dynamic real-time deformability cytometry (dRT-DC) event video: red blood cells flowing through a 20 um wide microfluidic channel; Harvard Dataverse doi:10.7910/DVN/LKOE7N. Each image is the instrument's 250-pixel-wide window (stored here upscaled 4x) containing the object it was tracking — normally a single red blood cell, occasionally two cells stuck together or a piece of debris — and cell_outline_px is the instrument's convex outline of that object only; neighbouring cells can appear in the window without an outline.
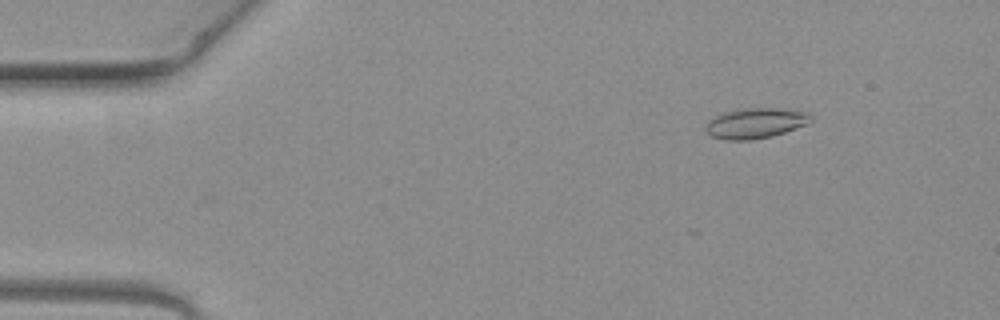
{"species": "common noctule bat (a hibernating species)", "species_latin": "Nyctalus noctula", "temperature_condition": "warm", "stored_images_in_passage": 6, "camera_frame_rate_fps": 3000, "um_per_image_px": 0.085, "animal": {"sex": "female", "body_mass_g": 19.3, "forearm_length_mm": 54.1}, "frame": {"image": 1, "passage_image": 2, "time_ms": 0.333, "image_size_px": [1000, 320], "cell_outline_px": [[812, 120], [808, 124], [772, 136], [748, 140], [724, 140], [712, 136], [704, 128], [704, 124], [708, 120], [724, 112], [740, 108], [776, 108], [808, 112], [812, 116]], "centroid_in_image_um": [64.2, 10.46], "position_along_channel_um": 20.8, "area_um2": 18.67}}
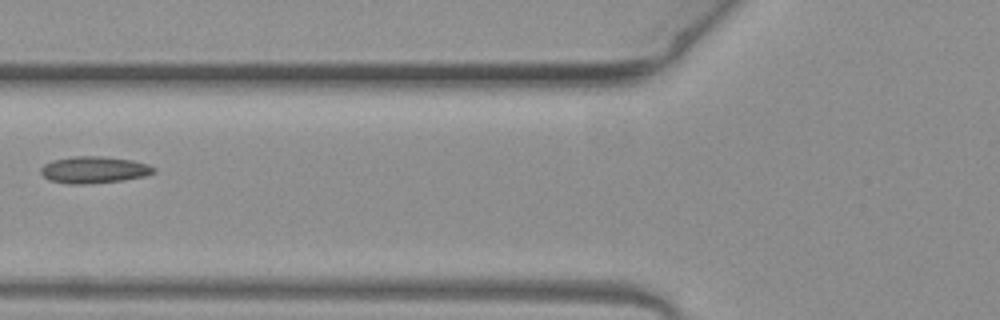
{"frame": {"image": 2, "passage_image": 6, "time_ms": 1.667, "image_size_px": [1000, 320], "cell_outline_px": [[156, 172], [144, 176], [120, 180], [84, 184], [68, 184], [48, 180], [40, 172], [40, 168], [44, 164], [52, 160], [72, 156], [100, 156], [132, 160], [148, 164], [156, 168]], "centroid_in_image_um": [7.96, 14.42], "position_along_channel_um": 117.8, "area_um2": 17.63}}